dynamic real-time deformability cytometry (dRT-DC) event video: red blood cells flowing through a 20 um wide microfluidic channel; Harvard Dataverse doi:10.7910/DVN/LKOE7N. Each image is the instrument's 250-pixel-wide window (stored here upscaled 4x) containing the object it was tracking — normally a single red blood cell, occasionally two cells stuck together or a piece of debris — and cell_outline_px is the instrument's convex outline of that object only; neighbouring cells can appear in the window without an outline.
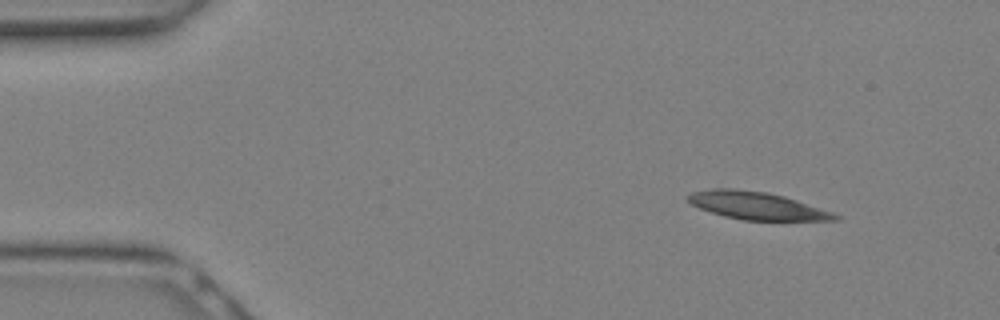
{"species": "Egyptian fruit bat (a non-hibernating species)", "species_latin": "Rousettus aegyptiacus", "temperature_condition": "warm", "stored_images_in_passage": 13, "camera_frame_rate_fps": 3000, "um_per_image_px": 0.085, "animal": {"sex": "female"}, "frame": {"image": 1, "passage_image": 1, "time_ms": 0.0, "image_size_px": [1000, 320], "cell_outline_px": [[840, 220], [744, 220], [724, 216], [700, 208], [692, 204], [688, 200], [688, 196], [692, 192], [712, 188], [736, 188], [768, 192], [784, 196], [832, 212], [840, 216]], "centroid_in_image_um": [64.32, 17.47], "position_along_channel_um": 20.7, "area_um2": 23.47}}
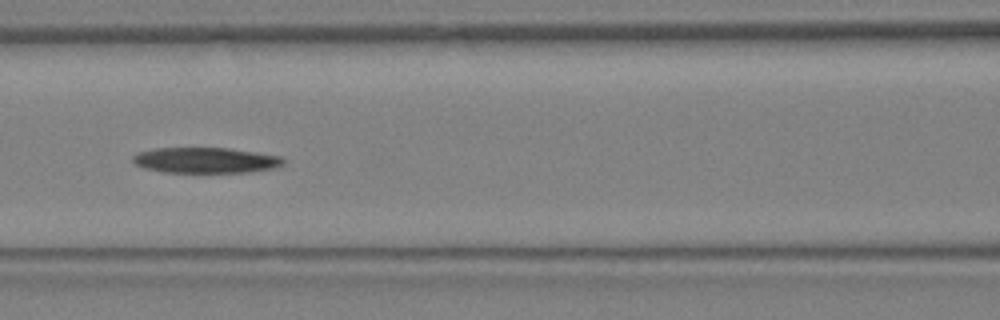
{"frame": {"image": 2, "passage_image": 10, "time_ms": 3.0, "image_size_px": [1000, 320], "cell_outline_px": [[284, 164], [276, 168], [248, 172], [164, 172], [144, 168], [136, 164], [132, 160], [132, 156], [136, 152], [152, 148], [228, 148], [280, 156], [284, 160]], "centroid_in_image_um": [17.44, 13.62], "position_along_channel_um": 149.2, "area_um2": 22.48}}
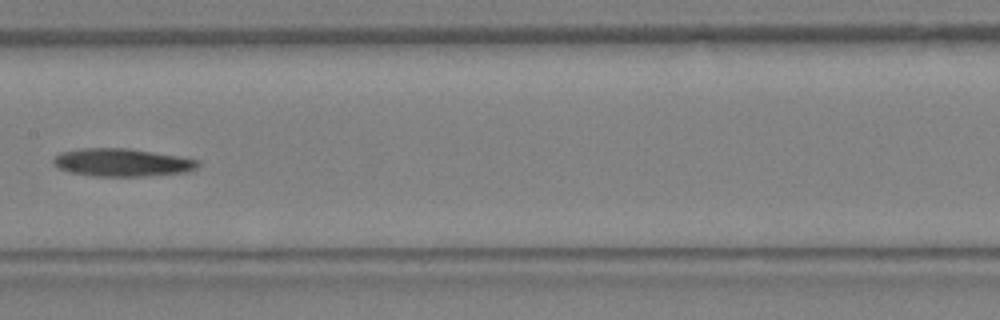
{"frame": {"image": 3, "passage_image": 12, "time_ms": 3.667, "image_size_px": [1000, 320], "cell_outline_px": [[200, 164], [196, 168], [184, 172], [144, 176], [92, 176], [68, 172], [52, 164], [52, 160], [60, 152], [80, 148], [128, 148], [180, 156], [200, 160]], "centroid_in_image_um": [10.35, 13.8], "position_along_channel_um": 197.0, "area_um2": 23.58}}